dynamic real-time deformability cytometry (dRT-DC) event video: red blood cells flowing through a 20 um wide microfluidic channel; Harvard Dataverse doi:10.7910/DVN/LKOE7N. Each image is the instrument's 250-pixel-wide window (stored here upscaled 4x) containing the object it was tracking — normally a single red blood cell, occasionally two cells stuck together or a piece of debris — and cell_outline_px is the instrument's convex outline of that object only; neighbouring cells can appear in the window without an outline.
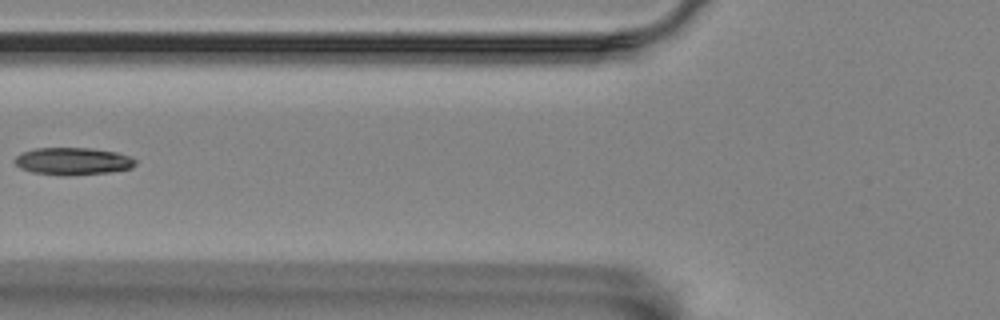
{"species": "Egyptian fruit bat (a non-hibernating species)", "species_latin": "Rousettus aegyptiacus", "temperature_condition": "room temperature", "stored_images_in_passage": 10, "camera_frame_rate_fps": 3000, "um_per_image_px": 0.085, "animal": {"sex": "female"}, "frame": {"image": 1, "passage_image": 6, "time_ms": 8.0, "image_size_px": [1000, 320], "cell_outline_px": [[136, 164], [132, 168], [108, 172], [72, 176], [60, 176], [32, 172], [20, 168], [16, 164], [16, 156], [24, 152], [36, 148], [92, 148], [116, 152], [128, 156], [136, 160]], "centroid_in_image_um": [6.21, 13.71], "position_along_channel_um": 119.6, "area_um2": 19.25}}
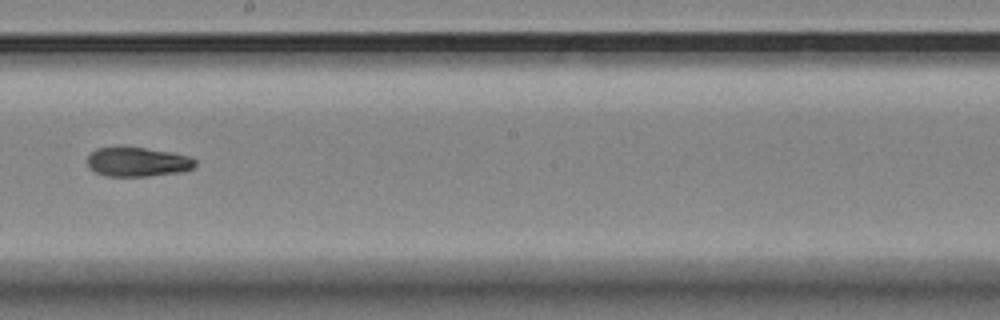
{"frame": {"image": 2, "passage_image": 9, "time_ms": 11.333, "image_size_px": [1000, 320], "cell_outline_px": [[196, 164], [192, 168], [180, 172], [148, 176], [104, 176], [88, 168], [88, 156], [96, 148], [120, 144], [124, 144], [172, 152], [188, 156], [196, 160]], "centroid_in_image_um": [11.64, 13.72], "position_along_channel_um": 236.6, "area_um2": 19.07}}
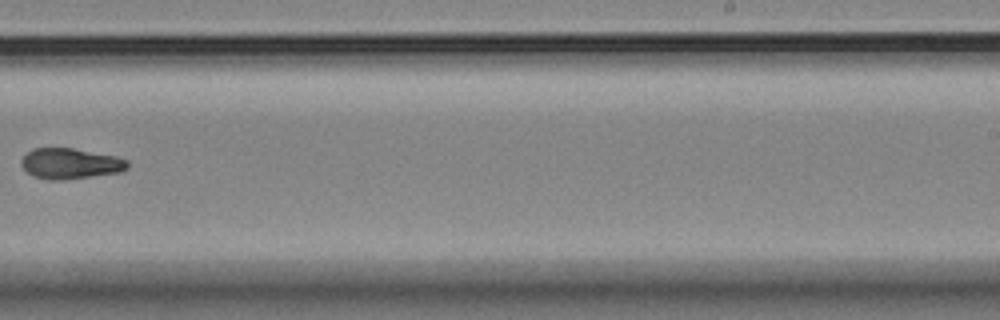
{"frame": {"image": 3, "passage_image": 10, "time_ms": 12.667, "image_size_px": [1000, 320], "cell_outline_px": [[128, 168], [124, 172], [64, 180], [48, 180], [32, 176], [20, 164], [20, 160], [32, 148], [72, 148], [116, 156], [128, 160]], "centroid_in_image_um": [5.99, 13.91], "position_along_channel_um": 283.0, "area_um2": 19.19}}